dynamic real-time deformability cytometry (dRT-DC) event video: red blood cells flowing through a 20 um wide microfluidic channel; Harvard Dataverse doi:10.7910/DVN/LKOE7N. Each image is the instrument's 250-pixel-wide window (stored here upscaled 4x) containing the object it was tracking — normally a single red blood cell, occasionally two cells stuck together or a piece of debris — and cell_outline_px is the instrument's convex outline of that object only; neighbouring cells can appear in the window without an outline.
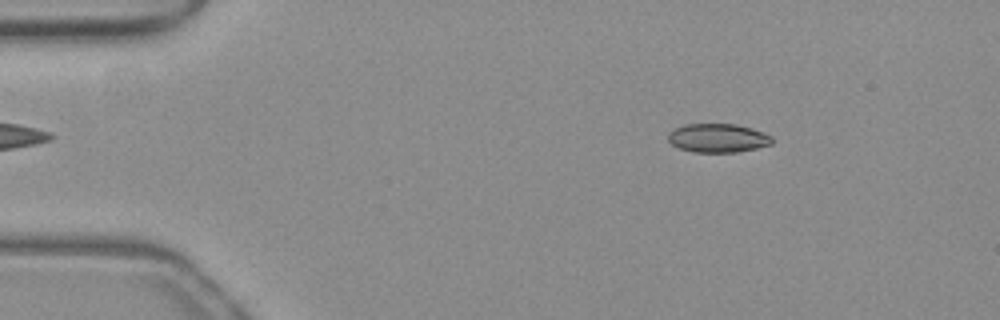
{"species": "common noctule bat (a hibernating species)", "species_latin": "Nyctalus noctula", "temperature_condition": "warm", "stored_images_in_passage": 51, "camera_frame_rate_fps": 3000, "um_per_image_px": 0.085, "animal": {"sex": "female", "body_mass_g": 19.3, "forearm_length_mm": 54.1}, "frame": {"image": 1, "passage_image": 7, "time_ms": 2.0, "image_size_px": [1000, 320], "cell_outline_px": [[772, 144], [756, 148], [736, 152], [692, 152], [680, 148], [672, 144], [668, 140], [668, 132], [684, 124], [736, 124], [752, 128], [764, 132], [772, 136]], "centroid_in_image_um": [61.02, 11.73], "position_along_channel_um": 24.0, "area_um2": 17.46}}
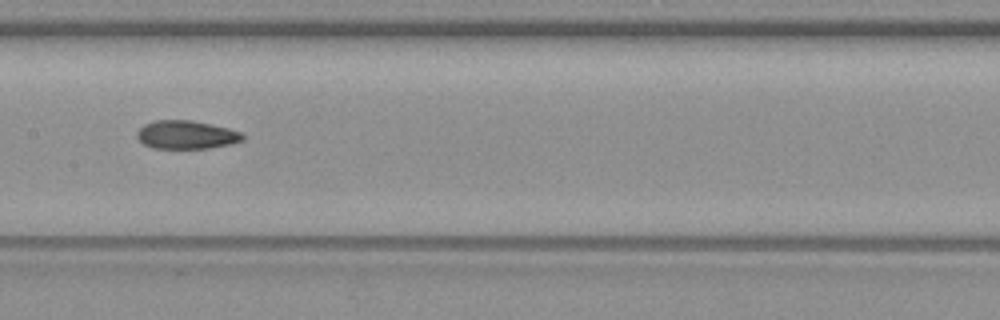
{"frame": {"image": 2, "passage_image": 25, "time_ms": 8.0, "image_size_px": [1000, 320], "cell_outline_px": [[244, 140], [232, 144], [208, 148], [152, 148], [144, 144], [136, 136], [136, 132], [144, 124], [156, 120], [192, 120], [228, 128], [240, 132], [244, 136]], "centroid_in_image_um": [15.84, 11.45], "position_along_channel_um": 191.6, "area_um2": 17.46}}
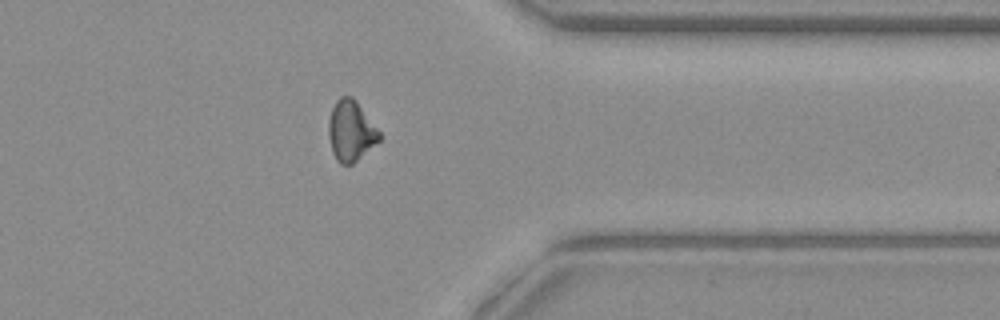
{"frame": {"image": 3, "passage_image": 40, "time_ms": 13.0, "image_size_px": [1000, 320], "cell_outline_px": [[380, 140], [352, 164], [340, 164], [336, 160], [332, 152], [328, 136], [328, 120], [332, 108], [336, 100], [340, 96], [352, 96], [356, 100], [380, 132]], "centroid_in_image_um": [29.79, 11.12], "position_along_channel_um": 381.6, "area_um2": 17.92}, "authors_computed_cell_mechanics": {"area_um2": 17.629, "velocity_mm_per_s": 4.0126, "shape_relaxation_time_tau1_ms": null, "shape_relaxation_time_tau2_ms": 3.2348, "deformation_change_tau1": null, "deformation_change_tau2": 0.0875}}